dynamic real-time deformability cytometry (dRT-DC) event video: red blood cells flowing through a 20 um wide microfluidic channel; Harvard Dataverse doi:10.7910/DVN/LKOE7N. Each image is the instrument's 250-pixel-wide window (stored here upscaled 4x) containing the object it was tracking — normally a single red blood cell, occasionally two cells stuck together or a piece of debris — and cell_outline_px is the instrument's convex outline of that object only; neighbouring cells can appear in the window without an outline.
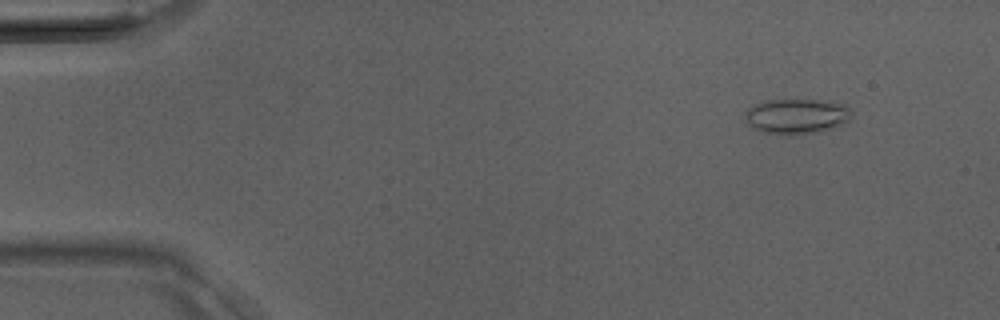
{"species": "Egyptian fruit bat (a non-hibernating species)", "species_latin": "Rousettus aegyptiacus", "temperature_condition": "room temperature", "stored_images_in_passage": 39, "camera_frame_rate_fps": 3000, "um_per_image_px": 0.085, "animal": {"sex": "male"}, "frame": {"image": 1, "passage_image": 4, "time_ms": 1.0, "image_size_px": [1000, 320], "cell_outline_px": [[852, 116], [844, 124], [836, 128], [796, 136], [784, 136], [760, 132], [752, 128], [748, 124], [744, 116], [748, 108], [764, 100], [820, 100], [844, 104], [848, 108]], "centroid_in_image_um": [67.69, 9.92], "position_along_channel_um": 17.3, "area_um2": 22.31}}
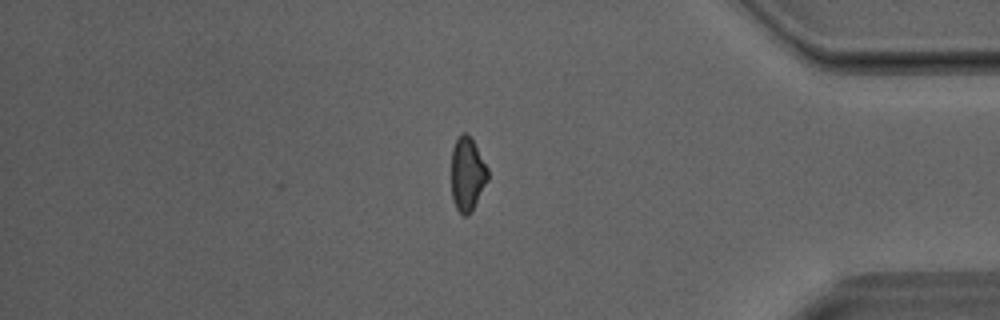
{"frame": {"image": 2, "passage_image": 33, "time_ms": 10.667, "image_size_px": [1000, 320], "cell_outline_px": [[488, 180], [472, 212], [468, 216], [464, 216], [456, 208], [452, 200], [452, 148], [460, 132], [464, 132], [472, 136], [488, 168]], "centroid_in_image_um": [39.73, 14.78], "position_along_channel_um": 395.5, "area_um2": 16.01}}
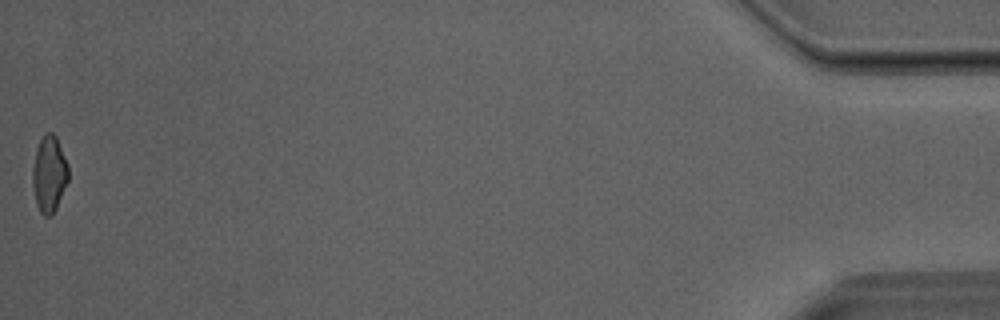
{"frame": {"image": 3, "passage_image": 39, "time_ms": 12.667, "image_size_px": [1000, 320], "cell_outline_px": [[68, 180], [56, 208], [52, 216], [44, 216], [40, 212], [36, 204], [32, 184], [32, 168], [36, 148], [44, 132], [52, 132], [56, 136], [68, 164]], "centroid_in_image_um": [4.16, 14.78], "position_along_channel_um": 431.0, "area_um2": 16.07}}